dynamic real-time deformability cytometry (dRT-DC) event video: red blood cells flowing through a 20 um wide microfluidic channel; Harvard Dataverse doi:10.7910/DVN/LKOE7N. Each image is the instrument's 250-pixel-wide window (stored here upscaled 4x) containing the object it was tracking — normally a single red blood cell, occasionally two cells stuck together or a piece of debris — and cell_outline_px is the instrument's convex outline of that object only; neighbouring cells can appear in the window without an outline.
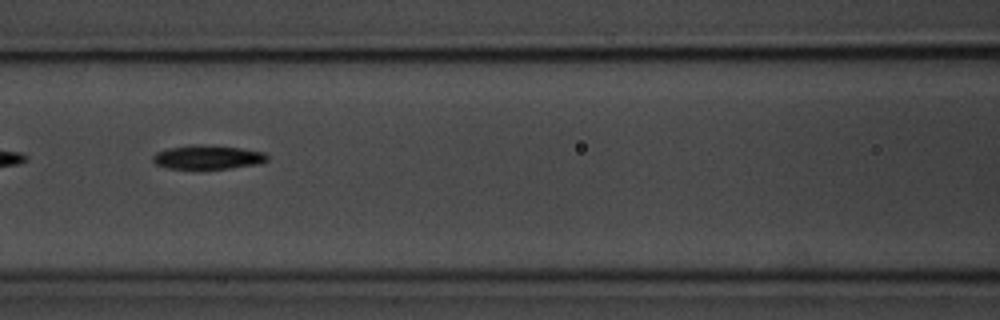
{"species": "common noctule bat (a hibernating species)", "species_latin": "Nyctalus noctula", "temperature_condition": "room temperature", "stored_images_in_passage": 15, "camera_frame_rate_fps": 3000, "um_per_image_px": 0.085, "animal": {"sex": "male", "body_mass_g": 20.1, "forearm_length_mm": 53.5}, "frame": {"image": 1, "passage_image": 7, "time_ms": 7.667, "image_size_px": [1000, 320], "cell_outline_px": [[268, 160], [260, 164], [228, 168], [168, 168], [156, 164], [152, 160], [152, 156], [156, 152], [168, 148], [188, 144], [204, 144], [240, 148], [264, 152], [268, 156]], "centroid_in_image_um": [17.65, 13.34], "position_along_channel_um": 148.9, "area_um2": 16.01}}
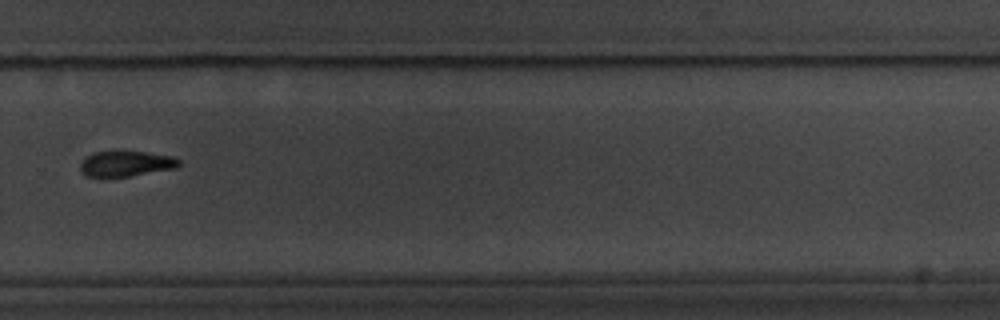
{"frame": {"image": 2, "passage_image": 11, "time_ms": 12.333, "image_size_px": [1000, 320], "cell_outline_px": [[180, 164], [176, 168], [132, 176], [104, 180], [84, 176], [80, 172], [80, 164], [84, 156], [92, 152], [144, 152], [172, 156], [180, 160]], "centroid_in_image_um": [10.6, 13.97], "position_along_channel_um": 319.2, "area_um2": 15.32}}
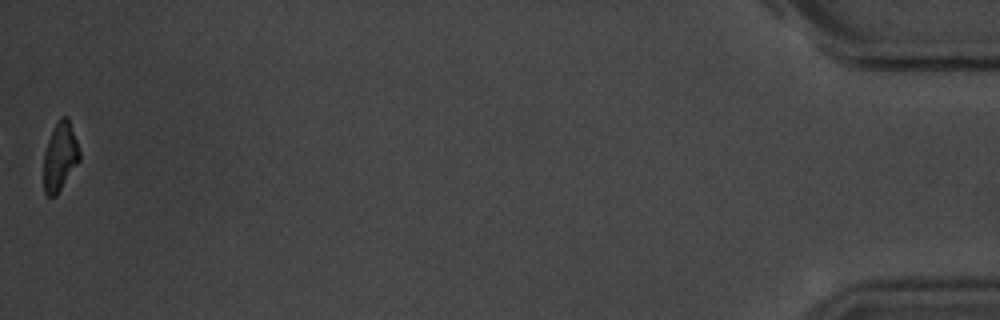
{"frame": {"image": 3, "passage_image": 15, "time_ms": 18.0, "image_size_px": [1000, 320], "cell_outline_px": [[80, 160], [56, 196], [48, 196], [44, 192], [44, 152], [48, 140], [60, 116], [68, 116], [80, 152]], "centroid_in_image_um": [5.1, 13.31], "position_along_channel_um": 430.1, "area_um2": 14.16}, "authors_computed_cell_mechanics": {"area_um2": 16.0684, "velocity_mm_per_s": 3.668, "shape_relaxation_time_tau1_ms": 2.7716, "shape_relaxation_time_tau2_ms": null, "deformation_change_tau1": 0.1578, "deformation_change_tau2": null}}